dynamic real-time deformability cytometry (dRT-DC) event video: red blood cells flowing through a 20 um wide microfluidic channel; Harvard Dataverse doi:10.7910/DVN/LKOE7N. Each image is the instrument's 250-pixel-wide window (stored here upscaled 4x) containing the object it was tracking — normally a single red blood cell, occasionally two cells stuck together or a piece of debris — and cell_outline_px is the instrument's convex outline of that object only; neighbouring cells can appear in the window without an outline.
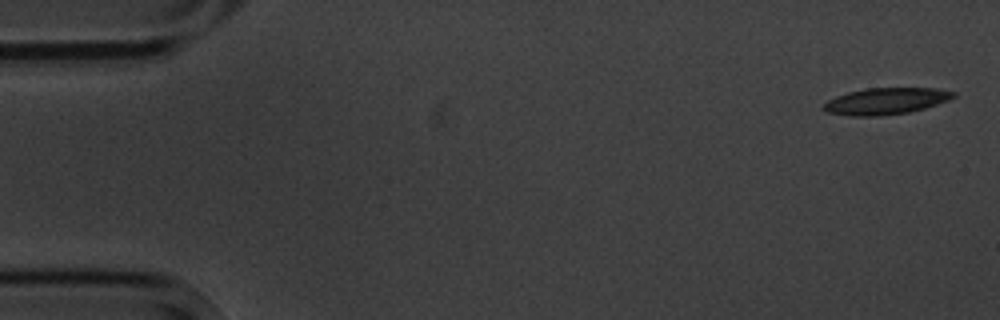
{"species": "common noctule bat (a hibernating species)", "species_latin": "Nyctalus noctula", "temperature_condition": "cold", "stored_images_in_passage": 5, "camera_frame_rate_fps": 3000, "um_per_image_px": 0.085, "animal": {"sex": "male", "body_mass_g": 20.1, "forearm_length_mm": 53.5}, "frame": {"image": 1, "passage_image": 1, "time_ms": 0.0, "image_size_px": [1000, 320], "cell_outline_px": [[956, 96], [948, 100], [924, 108], [908, 112], [880, 116], [848, 116], [828, 112], [820, 108], [828, 100], [836, 96], [848, 92], [868, 88], [936, 88], [956, 92]], "centroid_in_image_um": [75.28, 8.59], "position_along_channel_um": 9.7, "area_um2": 20.06}}
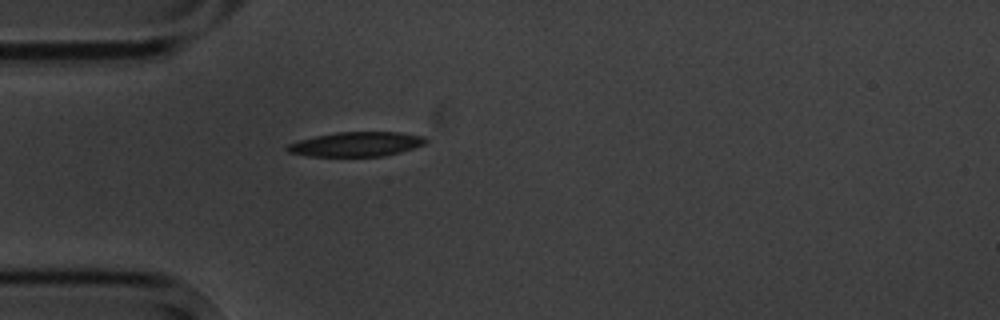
{"frame": {"image": 2, "passage_image": 5, "time_ms": 4.667, "image_size_px": [1000, 320], "cell_outline_px": [[428, 140], [424, 144], [400, 152], [384, 156], [308, 156], [288, 152], [284, 148], [288, 144], [300, 140], [316, 136], [336, 132], [400, 132], [424, 136]], "centroid_in_image_um": [30.28, 12.25], "position_along_channel_um": 54.7, "area_um2": 19.71}}